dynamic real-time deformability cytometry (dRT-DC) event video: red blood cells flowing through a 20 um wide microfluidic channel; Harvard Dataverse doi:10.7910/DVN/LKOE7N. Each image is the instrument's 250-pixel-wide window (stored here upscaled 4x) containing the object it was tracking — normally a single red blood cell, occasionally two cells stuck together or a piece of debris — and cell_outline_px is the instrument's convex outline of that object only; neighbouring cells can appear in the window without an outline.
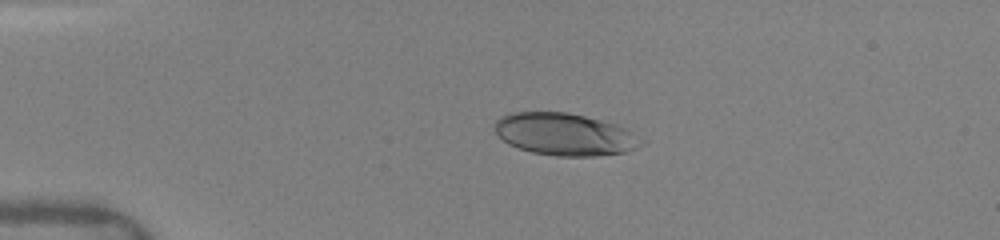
{"species": "human", "species_latin": "Homo sapiens", "temperature_condition": "warm", "stored_images_in_passage": 5, "camera_frame_rate_fps": 3000, "um_per_image_px": 0.085, "donor": {"sex": "female"}, "frame": {"image": 1, "passage_image": 4, "time_ms": 1.667, "image_size_px": [1000, 240], "cell_outline_px": [[648, 140], [644, 144], [636, 148], [624, 152], [596, 156], [556, 156], [532, 152], [508, 144], [496, 132], [496, 120], [500, 116], [512, 112], [568, 112], [616, 124], [628, 128]], "centroid_in_image_um": [48.09, 11.42], "position_along_channel_um": 36.9, "area_um2": 36.3}}